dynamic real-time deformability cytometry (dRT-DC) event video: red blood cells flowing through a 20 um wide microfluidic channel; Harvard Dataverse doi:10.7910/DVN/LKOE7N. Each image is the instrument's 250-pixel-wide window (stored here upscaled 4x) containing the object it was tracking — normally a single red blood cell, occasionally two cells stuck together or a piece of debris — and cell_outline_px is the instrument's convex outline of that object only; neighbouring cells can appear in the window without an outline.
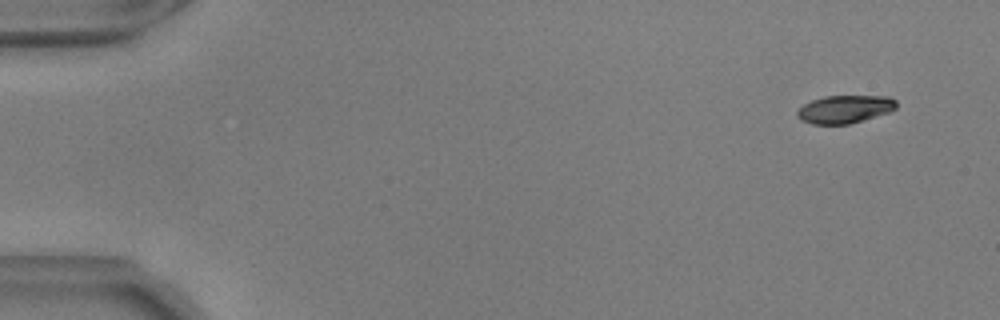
{"species": "common noctule bat (a hibernating species)", "species_latin": "Nyctalus noctula", "temperature_condition": "warm", "stored_images_in_passage": 54, "camera_frame_rate_fps": 3000, "um_per_image_px": 0.085, "animal": {"sex": "male", "body_mass_g": 17.9, "forearm_length_mm": 54.2}, "frame": {"image": 1, "passage_image": 2, "time_ms": 0.333, "image_size_px": [1000, 320], "cell_outline_px": [[896, 108], [888, 112], [848, 124], [812, 124], [800, 120], [796, 116], [796, 112], [804, 104], [812, 100], [824, 96], [888, 96], [896, 100]], "centroid_in_image_um": [71.77, 9.27], "position_along_channel_um": 13.2, "area_um2": 16.01}}
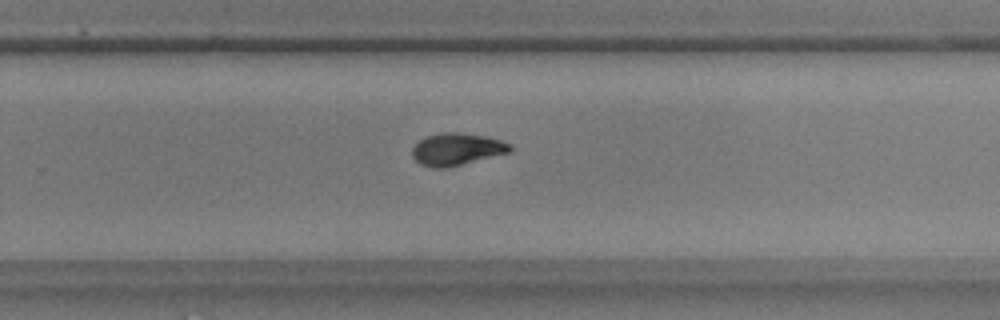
{"frame": {"image": 2, "passage_image": 35, "time_ms": 11.333, "image_size_px": [1000, 320], "cell_outline_px": [[512, 152], [444, 168], [432, 168], [420, 164], [412, 156], [412, 148], [420, 140], [428, 136], [444, 132], [456, 132], [488, 136], [512, 144]], "centroid_in_image_um": [38.85, 12.68], "position_along_channel_um": 290.9, "area_um2": 18.32}}
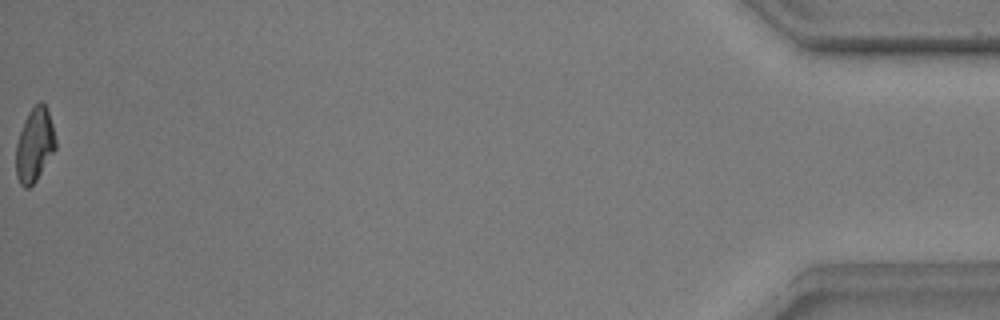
{"frame": {"image": 3, "passage_image": 54, "time_ms": 17.667, "image_size_px": [1000, 320], "cell_outline_px": [[56, 148], [36, 180], [28, 188], [24, 188], [20, 184], [16, 176], [16, 144], [24, 120], [28, 112], [40, 100], [44, 104], [48, 112], [52, 124], [56, 140]], "centroid_in_image_um": [2.93, 12.33], "position_along_channel_um": 432.3, "area_um2": 16.88}, "authors_computed_cell_mechanics": {"area_um2": 17.6001, "velocity_mm_per_s": 3.6872, "shape_relaxation_time_tau1_ms": 2.8434, "shape_relaxation_time_tau2_ms": 3.0941, "deformation_change_tau1": 0.1481, "deformation_change_tau2": 0.0778}}